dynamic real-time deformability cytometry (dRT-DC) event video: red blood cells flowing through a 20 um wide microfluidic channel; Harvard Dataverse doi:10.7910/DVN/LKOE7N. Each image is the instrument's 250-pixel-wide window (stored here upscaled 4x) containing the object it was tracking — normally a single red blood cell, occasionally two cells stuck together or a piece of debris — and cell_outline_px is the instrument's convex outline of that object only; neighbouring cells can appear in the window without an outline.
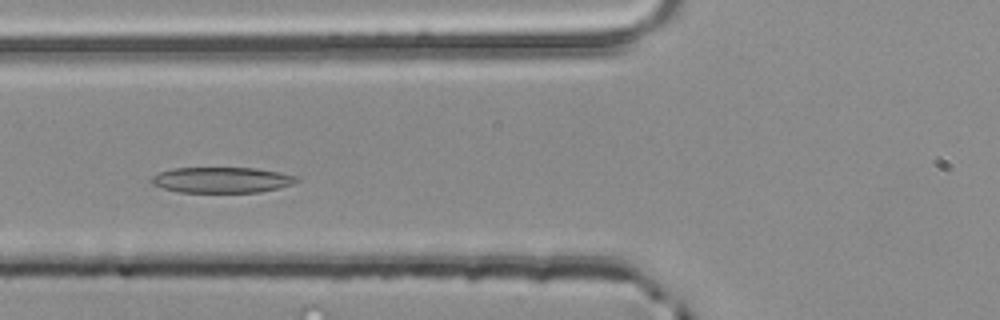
{"species": "common noctule bat (a hibernating species)", "species_latin": "Nyctalus noctula", "temperature_condition": "room temperature", "stored_images_in_passage": 4, "camera_frame_rate_fps": 3000, "um_per_image_px": 0.085, "animal": {"sex": "male", "body_mass_g": 20.4}, "frame": {"image": 1, "passage_image": 4, "time_ms": 1.0, "image_size_px": [1000, 320], "cell_outline_px": [[300, 180], [292, 184], [280, 188], [260, 192], [180, 192], [164, 188], [152, 184], [152, 176], [160, 172], [172, 168], [256, 168], [280, 172], [300, 176]], "centroid_in_image_um": [18.92, 15.29], "position_along_channel_um": 106.9, "area_um2": 21.79}}